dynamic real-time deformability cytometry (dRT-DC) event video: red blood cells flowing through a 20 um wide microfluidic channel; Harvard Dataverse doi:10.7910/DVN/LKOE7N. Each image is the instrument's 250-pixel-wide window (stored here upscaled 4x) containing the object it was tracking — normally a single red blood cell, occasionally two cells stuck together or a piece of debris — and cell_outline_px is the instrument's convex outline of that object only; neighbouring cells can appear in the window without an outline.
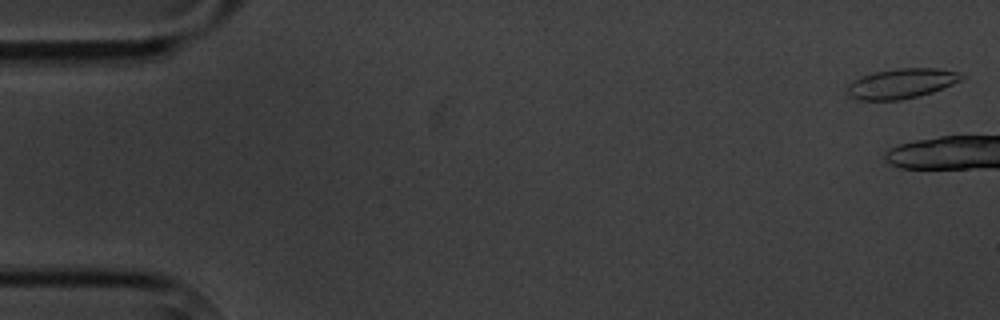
{"species": "common noctule bat (a hibernating species)", "species_latin": "Nyctalus noctula", "temperature_condition": "cold", "stored_images_in_passage": 7, "camera_frame_rate_fps": 3000, "um_per_image_px": 0.085, "animal": {"sex": "male", "body_mass_g": 20.1, "forearm_length_mm": 53.5}, "frame": {"image": 1, "passage_image": 1, "time_ms": 0.0, "image_size_px": [1000, 320], "cell_outline_px": [[964, 76], [960, 80], [952, 84], [932, 92], [900, 100], [856, 100], [848, 96], [848, 84], [852, 80], [876, 72], [896, 68], [936, 68], [956, 72]], "centroid_in_image_um": [76.57, 7.1], "position_along_channel_um": 8.4, "area_um2": 19.65}}